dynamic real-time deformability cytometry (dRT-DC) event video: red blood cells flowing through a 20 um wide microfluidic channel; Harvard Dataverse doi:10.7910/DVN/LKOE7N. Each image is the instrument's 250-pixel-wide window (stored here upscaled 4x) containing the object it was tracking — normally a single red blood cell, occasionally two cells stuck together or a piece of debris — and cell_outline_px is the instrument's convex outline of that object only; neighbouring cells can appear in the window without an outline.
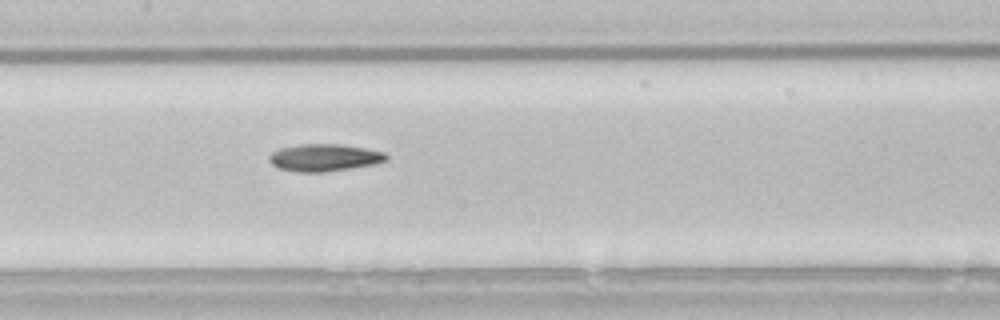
{"species": "common noctule bat (a hibernating species)", "species_latin": "Nyctalus noctula", "temperature_condition": "room temperature", "stored_images_in_passage": 30, "camera_frame_rate_fps": 3000, "um_per_image_px": 0.085, "animal": {"sex": "male", "body_mass_g": 21.5, "forearm_length_mm": 52.0}, "frame": {"image": 1, "passage_image": 13, "time_ms": 4.0, "image_size_px": [1000, 320], "cell_outline_px": [[388, 160], [376, 164], [352, 168], [324, 172], [296, 172], [276, 168], [268, 160], [268, 156], [272, 152], [280, 148], [300, 144], [340, 144], [364, 148], [384, 152], [388, 156]], "centroid_in_image_um": [27.55, 13.4], "position_along_channel_um": 179.9, "area_um2": 18.79}}